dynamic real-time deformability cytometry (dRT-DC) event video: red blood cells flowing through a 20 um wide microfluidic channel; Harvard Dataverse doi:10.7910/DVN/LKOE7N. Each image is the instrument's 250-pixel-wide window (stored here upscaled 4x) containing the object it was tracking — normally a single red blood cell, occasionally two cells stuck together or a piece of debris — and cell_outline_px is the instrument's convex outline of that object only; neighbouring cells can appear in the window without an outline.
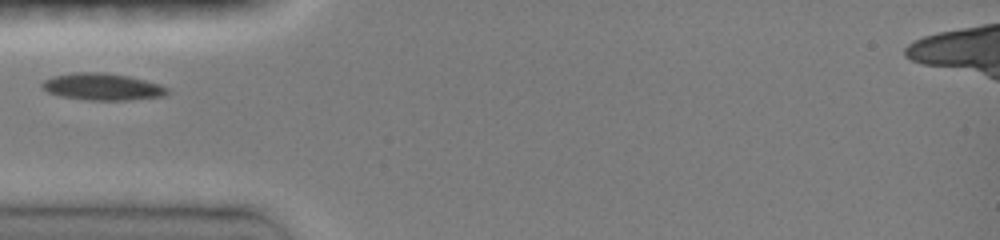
{"species": "common noctule bat (a hibernating species)", "species_latin": "Nyctalus noctula", "temperature_condition": "room temperature", "stored_images_in_passage": 35, "camera_frame_rate_fps": 3000, "um_per_image_px": 0.085, "animal": {"sex": "female", "body_mass_g": 19.0, "forearm_length_mm": 51.5}, "frame": {"image": 1, "passage_image": 1, "time_ms": 0.0, "image_size_px": [1000, 240], "cell_outline_px": [[168, 92], [164, 96], [128, 100], [88, 100], [60, 96], [48, 92], [40, 88], [40, 84], [44, 80], [52, 76], [72, 72], [104, 72], [128, 76], [160, 84], [168, 88]], "centroid_in_image_um": [8.65, 7.37], "position_along_channel_um": 76.3, "area_um2": 19.77}}
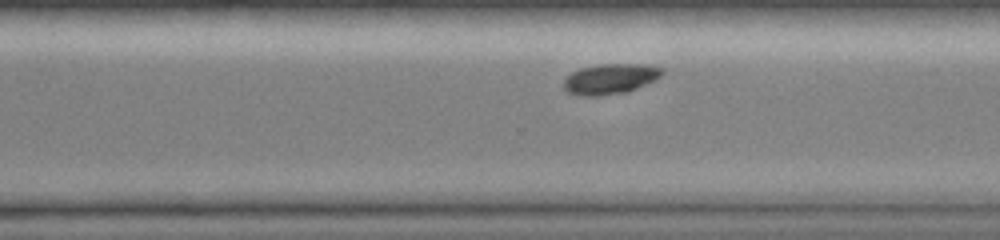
{"frame": {"image": 2, "passage_image": 25, "time_ms": 6.0, "image_size_px": [1000, 240], "cell_outline_px": [[664, 72], [660, 76], [628, 92], [596, 96], [580, 96], [568, 92], [564, 88], [564, 80], [572, 72], [580, 68], [596, 64], [648, 64], [664, 68]], "centroid_in_image_um": [51.86, 6.69], "position_along_channel_um": 318.7, "area_um2": 17.4}}
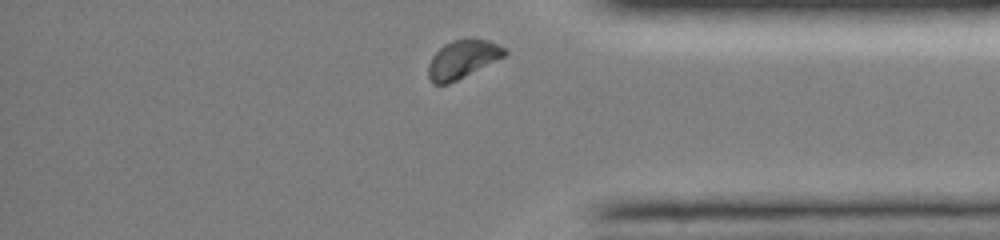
{"frame": {"image": 3, "passage_image": 34, "time_ms": 8.0, "image_size_px": [1000, 240], "cell_outline_px": [[508, 52], [504, 56], [448, 84], [432, 84], [428, 76], [428, 64], [432, 56], [444, 44], [452, 40], [488, 40], [508, 48]], "centroid_in_image_um": [39.3, 5.04], "position_along_channel_um": 395.9, "area_um2": 16.65}}